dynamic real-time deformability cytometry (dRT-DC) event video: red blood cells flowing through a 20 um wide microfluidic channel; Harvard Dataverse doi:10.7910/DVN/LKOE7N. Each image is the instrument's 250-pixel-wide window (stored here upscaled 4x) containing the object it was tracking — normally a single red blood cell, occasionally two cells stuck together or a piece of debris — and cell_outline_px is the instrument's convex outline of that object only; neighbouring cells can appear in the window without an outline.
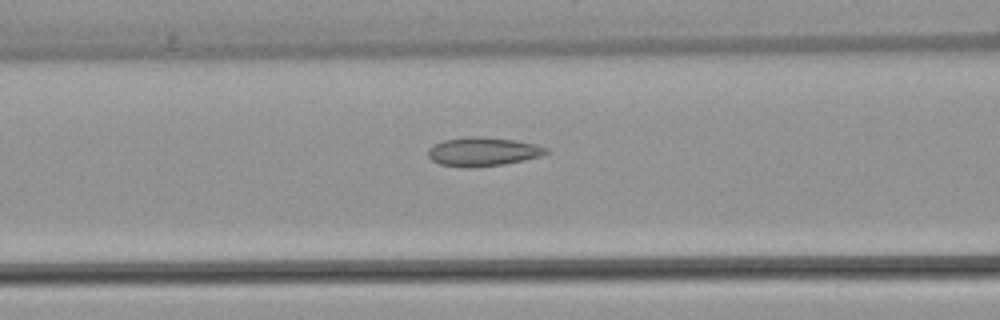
{"species": "common noctule bat (a hibernating species)", "species_latin": "Nyctalus noctula", "temperature_condition": "warm", "stored_images_in_passage": 50, "camera_frame_rate_fps": 3000, "um_per_image_px": 0.085, "animal": {"sex": "female", "body_mass_g": 22.7, "forearm_length_mm": 54.2}, "frame": {"image": 1, "passage_image": 20, "time_ms": 6.333, "image_size_px": [1000, 320], "cell_outline_px": [[548, 152], [540, 156], [504, 164], [476, 168], [460, 168], [440, 164], [432, 160], [428, 156], [428, 148], [432, 144], [444, 140], [468, 136], [472, 136], [516, 140], [536, 144], [548, 148]], "centroid_in_image_um": [41.0, 12.9], "position_along_channel_um": 125.6, "area_um2": 20.0}}
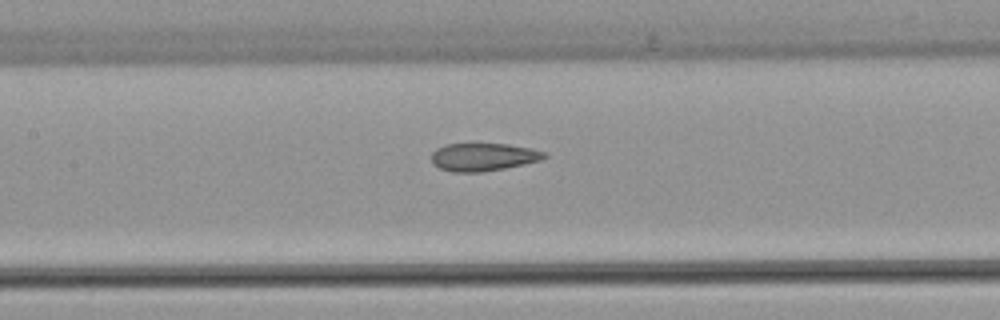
{"frame": {"image": 2, "passage_image": 23, "time_ms": 7.333, "image_size_px": [1000, 320], "cell_outline_px": [[548, 156], [540, 160], [524, 164], [504, 168], [480, 172], [452, 172], [440, 168], [432, 164], [432, 152], [436, 148], [448, 144], [508, 144], [532, 148], [544, 152]], "centroid_in_image_um": [41.07, 13.34], "position_along_channel_um": 166.3, "area_um2": 18.26}}
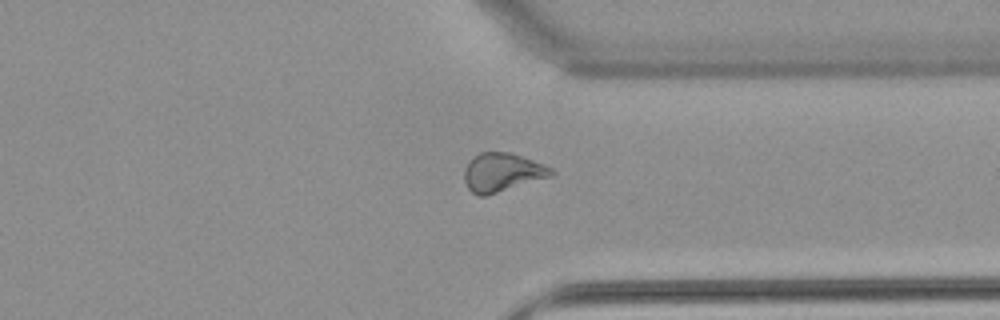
{"frame": {"image": 3, "passage_image": 38, "time_ms": 12.333, "image_size_px": [1000, 320], "cell_outline_px": [[556, 172], [552, 176], [488, 196], [480, 196], [472, 192], [468, 188], [464, 180], [464, 168], [472, 156], [480, 152], [512, 152], [544, 164], [552, 168]], "centroid_in_image_um": [42.69, 14.65], "position_along_channel_um": 368.7, "area_um2": 19.94}, "authors_computed_cell_mechanics": {"area_um2": 20.6057, "velocity_mm_per_s": 4.0712, "shape_relaxation_time_tau1_ms": null, "shape_relaxation_time_tau2_ms": 1.8824, "deformation_change_tau1": null, "deformation_change_tau2": 0.0762}}